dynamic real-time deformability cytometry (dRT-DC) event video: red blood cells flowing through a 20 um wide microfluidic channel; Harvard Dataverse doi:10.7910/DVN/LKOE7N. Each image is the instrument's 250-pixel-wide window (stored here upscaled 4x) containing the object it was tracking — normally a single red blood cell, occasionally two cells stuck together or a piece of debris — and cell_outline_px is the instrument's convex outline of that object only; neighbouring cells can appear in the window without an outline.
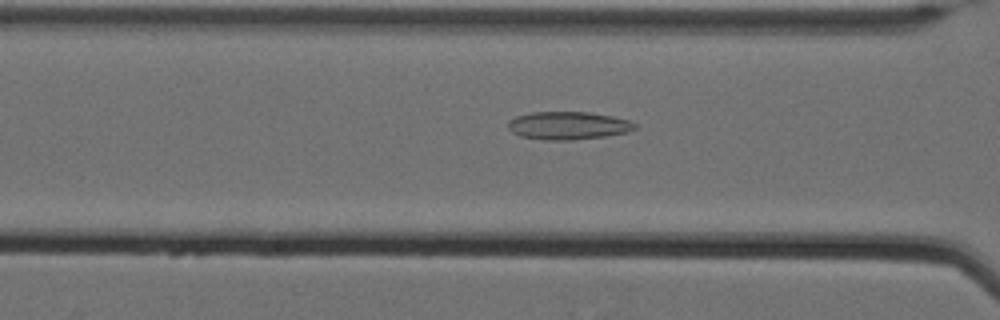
{"species": "Egyptian fruit bat (a non-hibernating species)", "species_latin": "Rousettus aegyptiacus", "temperature_condition": "cold", "stored_images_in_passage": 62, "camera_frame_rate_fps": 3000, "um_per_image_px": 0.085, "animal": {"sex": "female"}, "frame": {"image": 1, "passage_image": 30, "time_ms": 9.667, "image_size_px": [1000, 320], "cell_outline_px": [[636, 128], [628, 132], [604, 136], [572, 140], [544, 140], [520, 136], [512, 132], [508, 128], [508, 120], [516, 116], [532, 112], [588, 112], [612, 116], [628, 120], [636, 124]], "centroid_in_image_um": [48.26, 10.67], "position_along_channel_um": 118.3, "area_um2": 20.63}}
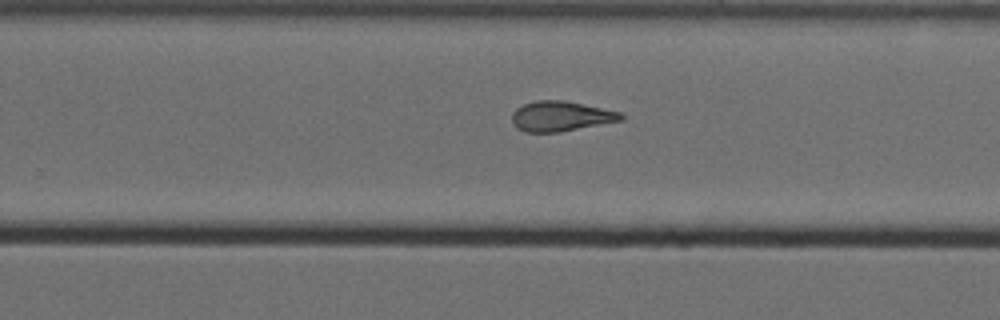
{"frame": {"image": 2, "passage_image": 44, "time_ms": 14.333, "image_size_px": [1000, 320], "cell_outline_px": [[624, 120], [560, 132], [524, 132], [516, 128], [512, 124], [512, 112], [516, 108], [524, 104], [536, 100], [564, 100], [620, 112], [624, 116]], "centroid_in_image_um": [47.64, 9.89], "position_along_channel_um": 282.2, "area_um2": 19.19}}
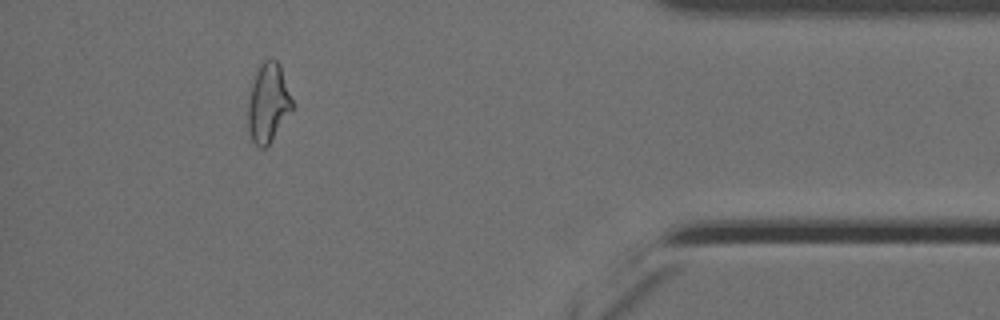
{"frame": {"image": 3, "passage_image": 58, "time_ms": 19.0, "image_size_px": [1000, 320], "cell_outline_px": [[292, 108], [268, 144], [264, 148], [260, 148], [252, 140], [248, 132], [248, 96], [256, 72], [260, 64], [264, 60], [272, 56], [280, 64], [292, 100]], "centroid_in_image_um": [22.76, 8.7], "position_along_channel_um": 412.4, "area_um2": 20.06}, "authors_computed_cell_mechanics": {"area_um2": 21.4438, "velocity_mm_per_s": 3.5018, "shape_relaxation_time_tau1_ms": null, "shape_relaxation_time_tau2_ms": 3.5498, "deformation_change_tau1": null, "deformation_change_tau2": 0.1288}}